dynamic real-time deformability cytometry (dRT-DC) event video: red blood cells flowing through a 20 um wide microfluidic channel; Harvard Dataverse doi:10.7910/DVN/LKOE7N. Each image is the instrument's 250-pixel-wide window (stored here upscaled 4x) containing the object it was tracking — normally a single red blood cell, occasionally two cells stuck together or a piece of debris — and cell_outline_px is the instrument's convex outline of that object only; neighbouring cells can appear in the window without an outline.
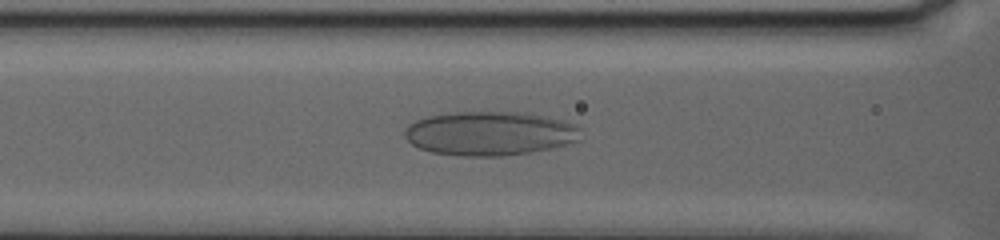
{"species": "human", "species_latin": "Homo sapiens", "temperature_condition": "warm", "stored_images_in_passage": 93, "camera_frame_rate_fps": 3000, "um_per_image_px": 0.085, "donor": {"sex": "female"}, "frame": {"image": 1, "passage_image": 46, "time_ms": 15.0, "image_size_px": [1000, 240], "cell_outline_px": [[580, 140], [548, 148], [528, 152], [500, 156], [464, 156], [432, 152], [420, 148], [412, 144], [404, 136], [404, 132], [408, 124], [416, 120], [428, 116], [452, 112], [528, 112], [560, 120], [572, 124], [580, 128]], "centroid_in_image_um": [41.59, 11.33], "position_along_channel_um": 125.0, "area_um2": 44.91}}
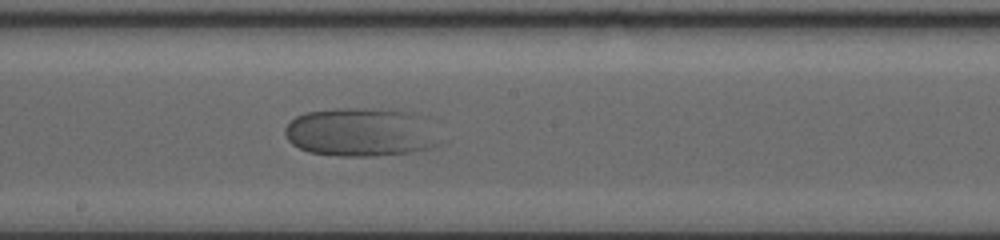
{"frame": {"image": 2, "passage_image": 58, "time_ms": 19.0, "image_size_px": [1000, 240], "cell_outline_px": [[440, 144], [432, 148], [412, 152], [372, 156], [340, 156], [308, 152], [292, 144], [288, 140], [284, 132], [284, 128], [296, 116], [304, 112], [340, 108], [396, 108], [416, 112], [428, 116]], "centroid_in_image_um": [30.74, 11.21], "position_along_channel_um": 217.5, "area_um2": 44.91}}
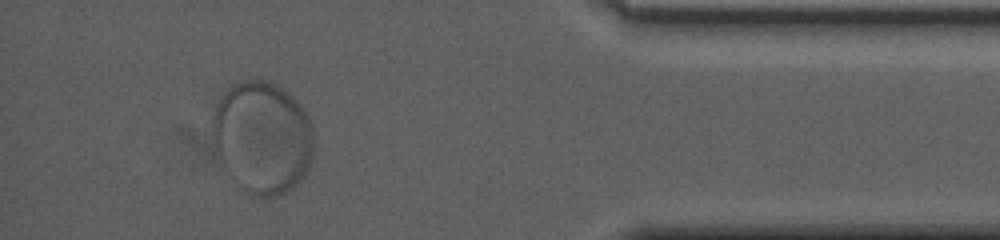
{"frame": {"image": 3, "passage_image": 87, "time_ms": 28.667, "image_size_px": [1000, 240], "cell_outline_px": [[312, 160], [308, 172], [292, 188], [284, 192], [272, 196], [252, 196], [244, 188], [212, 152], [212, 116], [216, 104], [220, 96], [228, 84], [240, 80], [268, 80], [276, 84], [288, 92], [304, 108], [308, 116], [312, 132]], "centroid_in_image_um": [22.27, 11.62], "position_along_channel_um": 412.9, "area_um2": 66.82}}